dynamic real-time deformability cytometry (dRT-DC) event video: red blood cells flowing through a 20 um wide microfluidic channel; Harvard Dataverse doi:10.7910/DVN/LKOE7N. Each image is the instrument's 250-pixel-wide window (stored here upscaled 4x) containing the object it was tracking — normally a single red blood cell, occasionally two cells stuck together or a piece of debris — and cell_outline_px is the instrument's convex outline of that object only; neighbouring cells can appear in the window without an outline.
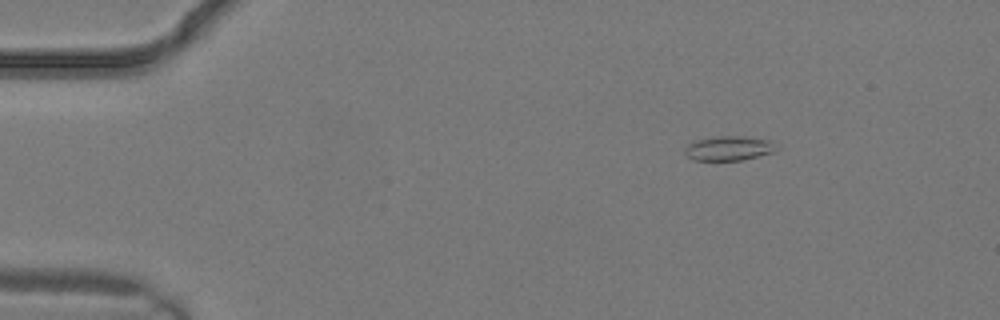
{"species": "common noctule bat (a hibernating species)", "species_latin": "Nyctalus noctula", "temperature_condition": "warm", "stored_images_in_passage": 3, "camera_frame_rate_fps": 3000, "um_per_image_px": 0.085, "animal": {"sex": "male", "body_mass_g": 19.2, "forearm_length_mm": 51.8}, "frame": {"image": 1, "passage_image": 1, "time_ms": 0.0, "image_size_px": [1000, 320], "cell_outline_px": [[776, 152], [740, 160], [692, 160], [684, 152], [684, 148], [688, 144], [696, 140], [712, 136], [744, 136], [768, 140], [776, 148]], "centroid_in_image_um": [61.9, 12.6], "position_along_channel_um": 23.1, "area_um2": 13.01}}